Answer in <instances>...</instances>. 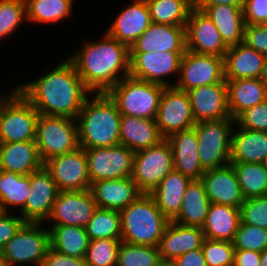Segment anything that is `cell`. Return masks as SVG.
Wrapping results in <instances>:
<instances>
[{
  "label": "cell",
  "instance_id": "obj_51",
  "mask_svg": "<svg viewBox=\"0 0 267 266\" xmlns=\"http://www.w3.org/2000/svg\"><path fill=\"white\" fill-rule=\"evenodd\" d=\"M41 266H86L85 258L66 256L51 247L47 250Z\"/></svg>",
  "mask_w": 267,
  "mask_h": 266
},
{
  "label": "cell",
  "instance_id": "obj_55",
  "mask_svg": "<svg viewBox=\"0 0 267 266\" xmlns=\"http://www.w3.org/2000/svg\"><path fill=\"white\" fill-rule=\"evenodd\" d=\"M14 88L10 89V91H5V93L0 94V112L5 108V106L15 97V95L19 92V83ZM1 93V92H0Z\"/></svg>",
  "mask_w": 267,
  "mask_h": 266
},
{
  "label": "cell",
  "instance_id": "obj_41",
  "mask_svg": "<svg viewBox=\"0 0 267 266\" xmlns=\"http://www.w3.org/2000/svg\"><path fill=\"white\" fill-rule=\"evenodd\" d=\"M162 261L158 246L134 245L121 241L116 266H158Z\"/></svg>",
  "mask_w": 267,
  "mask_h": 266
},
{
  "label": "cell",
  "instance_id": "obj_29",
  "mask_svg": "<svg viewBox=\"0 0 267 266\" xmlns=\"http://www.w3.org/2000/svg\"><path fill=\"white\" fill-rule=\"evenodd\" d=\"M234 127L230 163H263L267 157V132L248 130L237 124Z\"/></svg>",
  "mask_w": 267,
  "mask_h": 266
},
{
  "label": "cell",
  "instance_id": "obj_33",
  "mask_svg": "<svg viewBox=\"0 0 267 266\" xmlns=\"http://www.w3.org/2000/svg\"><path fill=\"white\" fill-rule=\"evenodd\" d=\"M240 222V208L210 203L201 228L206 239L233 242Z\"/></svg>",
  "mask_w": 267,
  "mask_h": 266
},
{
  "label": "cell",
  "instance_id": "obj_22",
  "mask_svg": "<svg viewBox=\"0 0 267 266\" xmlns=\"http://www.w3.org/2000/svg\"><path fill=\"white\" fill-rule=\"evenodd\" d=\"M210 203L240 208L245 200L233 166L205 170L201 179Z\"/></svg>",
  "mask_w": 267,
  "mask_h": 266
},
{
  "label": "cell",
  "instance_id": "obj_37",
  "mask_svg": "<svg viewBox=\"0 0 267 266\" xmlns=\"http://www.w3.org/2000/svg\"><path fill=\"white\" fill-rule=\"evenodd\" d=\"M30 194V175L0 171V201L6 213H10L15 207L21 212Z\"/></svg>",
  "mask_w": 267,
  "mask_h": 266
},
{
  "label": "cell",
  "instance_id": "obj_54",
  "mask_svg": "<svg viewBox=\"0 0 267 266\" xmlns=\"http://www.w3.org/2000/svg\"><path fill=\"white\" fill-rule=\"evenodd\" d=\"M246 0H194V6L231 5L244 7Z\"/></svg>",
  "mask_w": 267,
  "mask_h": 266
},
{
  "label": "cell",
  "instance_id": "obj_47",
  "mask_svg": "<svg viewBox=\"0 0 267 266\" xmlns=\"http://www.w3.org/2000/svg\"><path fill=\"white\" fill-rule=\"evenodd\" d=\"M235 121L239 127L252 131L267 132V100L246 109Z\"/></svg>",
  "mask_w": 267,
  "mask_h": 266
},
{
  "label": "cell",
  "instance_id": "obj_24",
  "mask_svg": "<svg viewBox=\"0 0 267 266\" xmlns=\"http://www.w3.org/2000/svg\"><path fill=\"white\" fill-rule=\"evenodd\" d=\"M166 139L172 149L174 169L191 180L202 179L205 170L199 159L195 128L175 132Z\"/></svg>",
  "mask_w": 267,
  "mask_h": 266
},
{
  "label": "cell",
  "instance_id": "obj_56",
  "mask_svg": "<svg viewBox=\"0 0 267 266\" xmlns=\"http://www.w3.org/2000/svg\"><path fill=\"white\" fill-rule=\"evenodd\" d=\"M260 80L267 88V56L265 57L264 66L262 68V73L260 76Z\"/></svg>",
  "mask_w": 267,
  "mask_h": 266
},
{
  "label": "cell",
  "instance_id": "obj_14",
  "mask_svg": "<svg viewBox=\"0 0 267 266\" xmlns=\"http://www.w3.org/2000/svg\"><path fill=\"white\" fill-rule=\"evenodd\" d=\"M155 121L165 139L175 132L193 128L196 122L187 92L175 86L164 87Z\"/></svg>",
  "mask_w": 267,
  "mask_h": 266
},
{
  "label": "cell",
  "instance_id": "obj_32",
  "mask_svg": "<svg viewBox=\"0 0 267 266\" xmlns=\"http://www.w3.org/2000/svg\"><path fill=\"white\" fill-rule=\"evenodd\" d=\"M195 7L211 19L228 47L243 42L245 22L242 8L231 5Z\"/></svg>",
  "mask_w": 267,
  "mask_h": 266
},
{
  "label": "cell",
  "instance_id": "obj_57",
  "mask_svg": "<svg viewBox=\"0 0 267 266\" xmlns=\"http://www.w3.org/2000/svg\"><path fill=\"white\" fill-rule=\"evenodd\" d=\"M260 266H267V248L261 252Z\"/></svg>",
  "mask_w": 267,
  "mask_h": 266
},
{
  "label": "cell",
  "instance_id": "obj_36",
  "mask_svg": "<svg viewBox=\"0 0 267 266\" xmlns=\"http://www.w3.org/2000/svg\"><path fill=\"white\" fill-rule=\"evenodd\" d=\"M75 0H25L27 23L58 24L72 17Z\"/></svg>",
  "mask_w": 267,
  "mask_h": 266
},
{
  "label": "cell",
  "instance_id": "obj_48",
  "mask_svg": "<svg viewBox=\"0 0 267 266\" xmlns=\"http://www.w3.org/2000/svg\"><path fill=\"white\" fill-rule=\"evenodd\" d=\"M243 43L267 56V24H245Z\"/></svg>",
  "mask_w": 267,
  "mask_h": 266
},
{
  "label": "cell",
  "instance_id": "obj_60",
  "mask_svg": "<svg viewBox=\"0 0 267 266\" xmlns=\"http://www.w3.org/2000/svg\"><path fill=\"white\" fill-rule=\"evenodd\" d=\"M0 266H7L5 260L3 259L1 253H0Z\"/></svg>",
  "mask_w": 267,
  "mask_h": 266
},
{
  "label": "cell",
  "instance_id": "obj_53",
  "mask_svg": "<svg viewBox=\"0 0 267 266\" xmlns=\"http://www.w3.org/2000/svg\"><path fill=\"white\" fill-rule=\"evenodd\" d=\"M260 252L235 249L233 266H260Z\"/></svg>",
  "mask_w": 267,
  "mask_h": 266
},
{
  "label": "cell",
  "instance_id": "obj_38",
  "mask_svg": "<svg viewBox=\"0 0 267 266\" xmlns=\"http://www.w3.org/2000/svg\"><path fill=\"white\" fill-rule=\"evenodd\" d=\"M152 23L185 26L194 0H146Z\"/></svg>",
  "mask_w": 267,
  "mask_h": 266
},
{
  "label": "cell",
  "instance_id": "obj_27",
  "mask_svg": "<svg viewBox=\"0 0 267 266\" xmlns=\"http://www.w3.org/2000/svg\"><path fill=\"white\" fill-rule=\"evenodd\" d=\"M36 141L0 144V171L30 175L43 167Z\"/></svg>",
  "mask_w": 267,
  "mask_h": 266
},
{
  "label": "cell",
  "instance_id": "obj_39",
  "mask_svg": "<svg viewBox=\"0 0 267 266\" xmlns=\"http://www.w3.org/2000/svg\"><path fill=\"white\" fill-rule=\"evenodd\" d=\"M245 199L267 195V169L263 163H230Z\"/></svg>",
  "mask_w": 267,
  "mask_h": 266
},
{
  "label": "cell",
  "instance_id": "obj_11",
  "mask_svg": "<svg viewBox=\"0 0 267 266\" xmlns=\"http://www.w3.org/2000/svg\"><path fill=\"white\" fill-rule=\"evenodd\" d=\"M184 53H130L129 75L165 87L174 86L179 76L180 61Z\"/></svg>",
  "mask_w": 267,
  "mask_h": 266
},
{
  "label": "cell",
  "instance_id": "obj_31",
  "mask_svg": "<svg viewBox=\"0 0 267 266\" xmlns=\"http://www.w3.org/2000/svg\"><path fill=\"white\" fill-rule=\"evenodd\" d=\"M228 110L236 119L246 109L267 100V88L260 78L226 80Z\"/></svg>",
  "mask_w": 267,
  "mask_h": 266
},
{
  "label": "cell",
  "instance_id": "obj_50",
  "mask_svg": "<svg viewBox=\"0 0 267 266\" xmlns=\"http://www.w3.org/2000/svg\"><path fill=\"white\" fill-rule=\"evenodd\" d=\"M15 214L5 213L0 218V251L25 223L18 213Z\"/></svg>",
  "mask_w": 267,
  "mask_h": 266
},
{
  "label": "cell",
  "instance_id": "obj_15",
  "mask_svg": "<svg viewBox=\"0 0 267 266\" xmlns=\"http://www.w3.org/2000/svg\"><path fill=\"white\" fill-rule=\"evenodd\" d=\"M87 164L85 150L79 147L73 152L45 161L43 166L59 191H84L91 188Z\"/></svg>",
  "mask_w": 267,
  "mask_h": 266
},
{
  "label": "cell",
  "instance_id": "obj_52",
  "mask_svg": "<svg viewBox=\"0 0 267 266\" xmlns=\"http://www.w3.org/2000/svg\"><path fill=\"white\" fill-rule=\"evenodd\" d=\"M172 263L175 266H207L202 248L189 251L175 258Z\"/></svg>",
  "mask_w": 267,
  "mask_h": 266
},
{
  "label": "cell",
  "instance_id": "obj_40",
  "mask_svg": "<svg viewBox=\"0 0 267 266\" xmlns=\"http://www.w3.org/2000/svg\"><path fill=\"white\" fill-rule=\"evenodd\" d=\"M89 241L98 239H121L120 211L97 208L87 223Z\"/></svg>",
  "mask_w": 267,
  "mask_h": 266
},
{
  "label": "cell",
  "instance_id": "obj_5",
  "mask_svg": "<svg viewBox=\"0 0 267 266\" xmlns=\"http://www.w3.org/2000/svg\"><path fill=\"white\" fill-rule=\"evenodd\" d=\"M164 87L128 75L107 94L115 102L121 115L155 119Z\"/></svg>",
  "mask_w": 267,
  "mask_h": 266
},
{
  "label": "cell",
  "instance_id": "obj_28",
  "mask_svg": "<svg viewBox=\"0 0 267 266\" xmlns=\"http://www.w3.org/2000/svg\"><path fill=\"white\" fill-rule=\"evenodd\" d=\"M164 139L155 119L121 115L120 144L133 152L159 144Z\"/></svg>",
  "mask_w": 267,
  "mask_h": 266
},
{
  "label": "cell",
  "instance_id": "obj_21",
  "mask_svg": "<svg viewBox=\"0 0 267 266\" xmlns=\"http://www.w3.org/2000/svg\"><path fill=\"white\" fill-rule=\"evenodd\" d=\"M195 122L231 118L227 84L215 83L187 91Z\"/></svg>",
  "mask_w": 267,
  "mask_h": 266
},
{
  "label": "cell",
  "instance_id": "obj_61",
  "mask_svg": "<svg viewBox=\"0 0 267 266\" xmlns=\"http://www.w3.org/2000/svg\"><path fill=\"white\" fill-rule=\"evenodd\" d=\"M263 165H264V167L267 169V157H266L265 160L263 161Z\"/></svg>",
  "mask_w": 267,
  "mask_h": 266
},
{
  "label": "cell",
  "instance_id": "obj_46",
  "mask_svg": "<svg viewBox=\"0 0 267 266\" xmlns=\"http://www.w3.org/2000/svg\"><path fill=\"white\" fill-rule=\"evenodd\" d=\"M240 218L241 223L267 229V195L245 199Z\"/></svg>",
  "mask_w": 267,
  "mask_h": 266
},
{
  "label": "cell",
  "instance_id": "obj_45",
  "mask_svg": "<svg viewBox=\"0 0 267 266\" xmlns=\"http://www.w3.org/2000/svg\"><path fill=\"white\" fill-rule=\"evenodd\" d=\"M201 248L207 266H233L235 252L233 242L205 238Z\"/></svg>",
  "mask_w": 267,
  "mask_h": 266
},
{
  "label": "cell",
  "instance_id": "obj_20",
  "mask_svg": "<svg viewBox=\"0 0 267 266\" xmlns=\"http://www.w3.org/2000/svg\"><path fill=\"white\" fill-rule=\"evenodd\" d=\"M129 50L130 53L186 52L185 26L152 23Z\"/></svg>",
  "mask_w": 267,
  "mask_h": 266
},
{
  "label": "cell",
  "instance_id": "obj_26",
  "mask_svg": "<svg viewBox=\"0 0 267 266\" xmlns=\"http://www.w3.org/2000/svg\"><path fill=\"white\" fill-rule=\"evenodd\" d=\"M265 57L243 42L229 46L224 56L225 80L260 78Z\"/></svg>",
  "mask_w": 267,
  "mask_h": 266
},
{
  "label": "cell",
  "instance_id": "obj_3",
  "mask_svg": "<svg viewBox=\"0 0 267 266\" xmlns=\"http://www.w3.org/2000/svg\"><path fill=\"white\" fill-rule=\"evenodd\" d=\"M76 117L79 146L106 148L120 144L121 113L107 93H91Z\"/></svg>",
  "mask_w": 267,
  "mask_h": 266
},
{
  "label": "cell",
  "instance_id": "obj_6",
  "mask_svg": "<svg viewBox=\"0 0 267 266\" xmlns=\"http://www.w3.org/2000/svg\"><path fill=\"white\" fill-rule=\"evenodd\" d=\"M236 121L232 118L200 121L194 125L199 159L204 170L230 164L232 132Z\"/></svg>",
  "mask_w": 267,
  "mask_h": 266
},
{
  "label": "cell",
  "instance_id": "obj_13",
  "mask_svg": "<svg viewBox=\"0 0 267 266\" xmlns=\"http://www.w3.org/2000/svg\"><path fill=\"white\" fill-rule=\"evenodd\" d=\"M84 150L91 184L98 180L132 177L135 152L126 146L118 144Z\"/></svg>",
  "mask_w": 267,
  "mask_h": 266
},
{
  "label": "cell",
  "instance_id": "obj_12",
  "mask_svg": "<svg viewBox=\"0 0 267 266\" xmlns=\"http://www.w3.org/2000/svg\"><path fill=\"white\" fill-rule=\"evenodd\" d=\"M215 83H226L224 58L186 50L181 57L179 76L174 86L187 92Z\"/></svg>",
  "mask_w": 267,
  "mask_h": 266
},
{
  "label": "cell",
  "instance_id": "obj_35",
  "mask_svg": "<svg viewBox=\"0 0 267 266\" xmlns=\"http://www.w3.org/2000/svg\"><path fill=\"white\" fill-rule=\"evenodd\" d=\"M50 247L66 256L85 258L89 244L86 229L81 226H47Z\"/></svg>",
  "mask_w": 267,
  "mask_h": 266
},
{
  "label": "cell",
  "instance_id": "obj_19",
  "mask_svg": "<svg viewBox=\"0 0 267 266\" xmlns=\"http://www.w3.org/2000/svg\"><path fill=\"white\" fill-rule=\"evenodd\" d=\"M119 10L106 33L129 48L152 24L146 0H134Z\"/></svg>",
  "mask_w": 267,
  "mask_h": 266
},
{
  "label": "cell",
  "instance_id": "obj_25",
  "mask_svg": "<svg viewBox=\"0 0 267 266\" xmlns=\"http://www.w3.org/2000/svg\"><path fill=\"white\" fill-rule=\"evenodd\" d=\"M98 208L121 211L143 193L132 177L98 180L90 188Z\"/></svg>",
  "mask_w": 267,
  "mask_h": 266
},
{
  "label": "cell",
  "instance_id": "obj_17",
  "mask_svg": "<svg viewBox=\"0 0 267 266\" xmlns=\"http://www.w3.org/2000/svg\"><path fill=\"white\" fill-rule=\"evenodd\" d=\"M186 50L224 58L228 46L211 19L195 6L185 25Z\"/></svg>",
  "mask_w": 267,
  "mask_h": 266
},
{
  "label": "cell",
  "instance_id": "obj_58",
  "mask_svg": "<svg viewBox=\"0 0 267 266\" xmlns=\"http://www.w3.org/2000/svg\"><path fill=\"white\" fill-rule=\"evenodd\" d=\"M158 266H175L171 261H162Z\"/></svg>",
  "mask_w": 267,
  "mask_h": 266
},
{
  "label": "cell",
  "instance_id": "obj_34",
  "mask_svg": "<svg viewBox=\"0 0 267 266\" xmlns=\"http://www.w3.org/2000/svg\"><path fill=\"white\" fill-rule=\"evenodd\" d=\"M209 206L210 200L203 181L201 179L191 180L186 187L180 212L172 221L186 226L202 227Z\"/></svg>",
  "mask_w": 267,
  "mask_h": 266
},
{
  "label": "cell",
  "instance_id": "obj_30",
  "mask_svg": "<svg viewBox=\"0 0 267 266\" xmlns=\"http://www.w3.org/2000/svg\"><path fill=\"white\" fill-rule=\"evenodd\" d=\"M191 179L173 169L150 193L158 209L172 221L180 212Z\"/></svg>",
  "mask_w": 267,
  "mask_h": 266
},
{
  "label": "cell",
  "instance_id": "obj_8",
  "mask_svg": "<svg viewBox=\"0 0 267 266\" xmlns=\"http://www.w3.org/2000/svg\"><path fill=\"white\" fill-rule=\"evenodd\" d=\"M35 141L43 163L77 150L80 146L76 119L39 114Z\"/></svg>",
  "mask_w": 267,
  "mask_h": 266
},
{
  "label": "cell",
  "instance_id": "obj_43",
  "mask_svg": "<svg viewBox=\"0 0 267 266\" xmlns=\"http://www.w3.org/2000/svg\"><path fill=\"white\" fill-rule=\"evenodd\" d=\"M121 239H98L89 241L85 256L86 266H116L117 251Z\"/></svg>",
  "mask_w": 267,
  "mask_h": 266
},
{
  "label": "cell",
  "instance_id": "obj_23",
  "mask_svg": "<svg viewBox=\"0 0 267 266\" xmlns=\"http://www.w3.org/2000/svg\"><path fill=\"white\" fill-rule=\"evenodd\" d=\"M204 239L201 227L169 221L158 245L162 260L172 262L189 251L199 249Z\"/></svg>",
  "mask_w": 267,
  "mask_h": 266
},
{
  "label": "cell",
  "instance_id": "obj_16",
  "mask_svg": "<svg viewBox=\"0 0 267 266\" xmlns=\"http://www.w3.org/2000/svg\"><path fill=\"white\" fill-rule=\"evenodd\" d=\"M97 208L90 189L59 191L53 203L51 214L46 221H48V226L66 225L85 228Z\"/></svg>",
  "mask_w": 267,
  "mask_h": 266
},
{
  "label": "cell",
  "instance_id": "obj_1",
  "mask_svg": "<svg viewBox=\"0 0 267 266\" xmlns=\"http://www.w3.org/2000/svg\"><path fill=\"white\" fill-rule=\"evenodd\" d=\"M39 77L19 83V92L39 114L76 119L91 92L84 86L72 62L63 58Z\"/></svg>",
  "mask_w": 267,
  "mask_h": 266
},
{
  "label": "cell",
  "instance_id": "obj_2",
  "mask_svg": "<svg viewBox=\"0 0 267 266\" xmlns=\"http://www.w3.org/2000/svg\"><path fill=\"white\" fill-rule=\"evenodd\" d=\"M87 40L67 58L91 93H107L129 75V47L105 31L98 41Z\"/></svg>",
  "mask_w": 267,
  "mask_h": 266
},
{
  "label": "cell",
  "instance_id": "obj_7",
  "mask_svg": "<svg viewBox=\"0 0 267 266\" xmlns=\"http://www.w3.org/2000/svg\"><path fill=\"white\" fill-rule=\"evenodd\" d=\"M44 223L25 222L0 251L7 266H41L50 248V232Z\"/></svg>",
  "mask_w": 267,
  "mask_h": 266
},
{
  "label": "cell",
  "instance_id": "obj_4",
  "mask_svg": "<svg viewBox=\"0 0 267 266\" xmlns=\"http://www.w3.org/2000/svg\"><path fill=\"white\" fill-rule=\"evenodd\" d=\"M120 215L121 241L134 245L158 246L169 222L146 193L121 210Z\"/></svg>",
  "mask_w": 267,
  "mask_h": 266
},
{
  "label": "cell",
  "instance_id": "obj_42",
  "mask_svg": "<svg viewBox=\"0 0 267 266\" xmlns=\"http://www.w3.org/2000/svg\"><path fill=\"white\" fill-rule=\"evenodd\" d=\"M23 21L27 22L25 0H0V41L14 35Z\"/></svg>",
  "mask_w": 267,
  "mask_h": 266
},
{
  "label": "cell",
  "instance_id": "obj_44",
  "mask_svg": "<svg viewBox=\"0 0 267 266\" xmlns=\"http://www.w3.org/2000/svg\"><path fill=\"white\" fill-rule=\"evenodd\" d=\"M233 245L235 249L261 253L267 248V229L240 222Z\"/></svg>",
  "mask_w": 267,
  "mask_h": 266
},
{
  "label": "cell",
  "instance_id": "obj_18",
  "mask_svg": "<svg viewBox=\"0 0 267 266\" xmlns=\"http://www.w3.org/2000/svg\"><path fill=\"white\" fill-rule=\"evenodd\" d=\"M30 185L31 194L19 215L25 222L45 224L59 190L44 166L30 174Z\"/></svg>",
  "mask_w": 267,
  "mask_h": 266
},
{
  "label": "cell",
  "instance_id": "obj_59",
  "mask_svg": "<svg viewBox=\"0 0 267 266\" xmlns=\"http://www.w3.org/2000/svg\"><path fill=\"white\" fill-rule=\"evenodd\" d=\"M6 213V211L4 210L3 208V205L1 204V201H0V218Z\"/></svg>",
  "mask_w": 267,
  "mask_h": 266
},
{
  "label": "cell",
  "instance_id": "obj_10",
  "mask_svg": "<svg viewBox=\"0 0 267 266\" xmlns=\"http://www.w3.org/2000/svg\"><path fill=\"white\" fill-rule=\"evenodd\" d=\"M38 111L18 92L0 112V144L35 141Z\"/></svg>",
  "mask_w": 267,
  "mask_h": 266
},
{
  "label": "cell",
  "instance_id": "obj_9",
  "mask_svg": "<svg viewBox=\"0 0 267 266\" xmlns=\"http://www.w3.org/2000/svg\"><path fill=\"white\" fill-rule=\"evenodd\" d=\"M174 169L167 139L135 152L132 179L142 193L149 194Z\"/></svg>",
  "mask_w": 267,
  "mask_h": 266
},
{
  "label": "cell",
  "instance_id": "obj_49",
  "mask_svg": "<svg viewBox=\"0 0 267 266\" xmlns=\"http://www.w3.org/2000/svg\"><path fill=\"white\" fill-rule=\"evenodd\" d=\"M243 17L245 24H267V0H246Z\"/></svg>",
  "mask_w": 267,
  "mask_h": 266
}]
</instances>
